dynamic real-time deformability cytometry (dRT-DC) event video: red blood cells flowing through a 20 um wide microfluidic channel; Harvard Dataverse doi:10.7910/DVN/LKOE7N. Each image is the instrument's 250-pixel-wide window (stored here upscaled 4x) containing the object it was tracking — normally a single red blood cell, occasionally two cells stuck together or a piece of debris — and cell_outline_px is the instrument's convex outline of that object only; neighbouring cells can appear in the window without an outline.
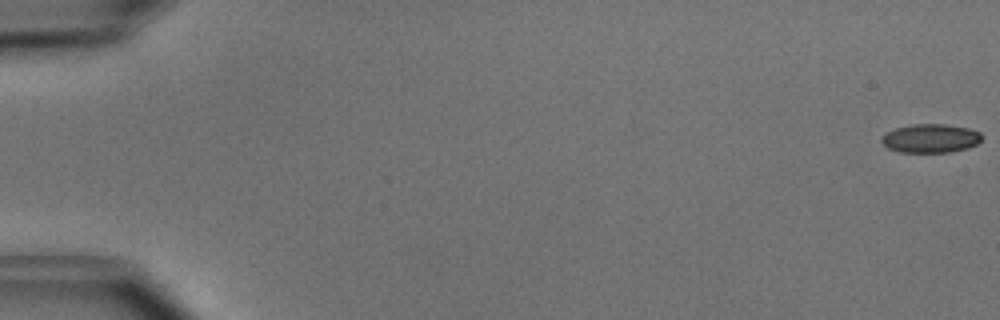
{"species": "common noctule bat (a hibernating species)", "species_latin": "Nyctalus noctula", "temperature_condition": "cold", "stored_images_in_passage": 47, "camera_frame_rate_fps": 3000, "um_per_image_px": 0.085, "animal": {"sex": "male", "body_mass_g": 15.6}, "frame": {"image": 1, "passage_image": 1, "time_ms": 0.0, "image_size_px": [1000, 320], "cell_outline_px": [[980, 140], [976, 144], [968, 148], [948, 152], [900, 152], [888, 148], [880, 140], [888, 132], [896, 128], [912, 124], [944, 124], [968, 128], [980, 132]], "centroid_in_image_um": [79.1, 11.76], "position_along_channel_um": 5.9, "area_um2": 16.53}}
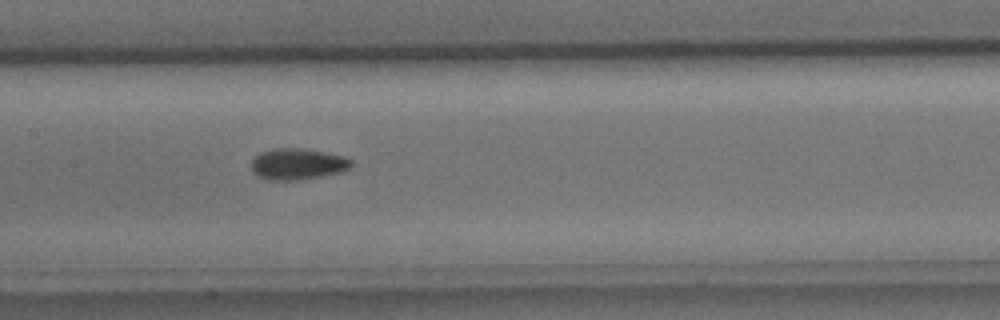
{"frame": {"image": 2, "passage_image": 26, "time_ms": 8.333, "image_size_px": [1000, 320], "cell_outline_px": [[352, 164], [348, 168], [340, 172], [320, 176], [296, 180], [268, 180], [256, 176], [252, 172], [252, 160], [260, 152], [272, 148], [296, 148], [324, 152], [344, 156], [352, 160]], "centroid_in_image_um": [25.25, 13.94], "position_along_channel_um": 182.1, "area_um2": 18.09}}
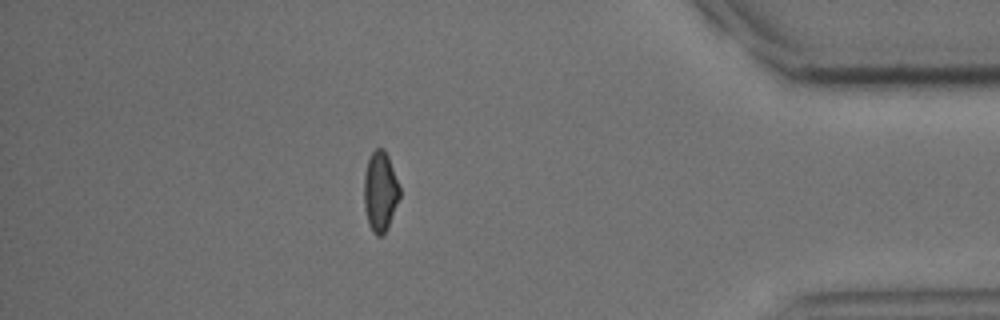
{"frame": {"image": 3, "passage_image": 45, "time_ms": 14.667, "image_size_px": [1000, 320], "cell_outline_px": [[400, 196], [388, 224], [384, 232], [380, 236], [376, 236], [372, 232], [368, 224], [364, 208], [364, 176], [368, 160], [372, 152], [376, 148], [384, 148], [388, 156], [400, 188]], "centroid_in_image_um": [32.3, 16.26], "position_along_channel_um": 402.9, "area_um2": 16.42}, "authors_computed_cell_mechanics": {"area_um2": 17.4556, "velocity_mm_per_s": 4.0456, "shape_relaxation_time_tau1_ms": 5.0971, "shape_relaxation_time_tau2_ms": 3.6465, "deformation_change_tau1": 0.1179, "deformation_change_tau2": 0.0736}}